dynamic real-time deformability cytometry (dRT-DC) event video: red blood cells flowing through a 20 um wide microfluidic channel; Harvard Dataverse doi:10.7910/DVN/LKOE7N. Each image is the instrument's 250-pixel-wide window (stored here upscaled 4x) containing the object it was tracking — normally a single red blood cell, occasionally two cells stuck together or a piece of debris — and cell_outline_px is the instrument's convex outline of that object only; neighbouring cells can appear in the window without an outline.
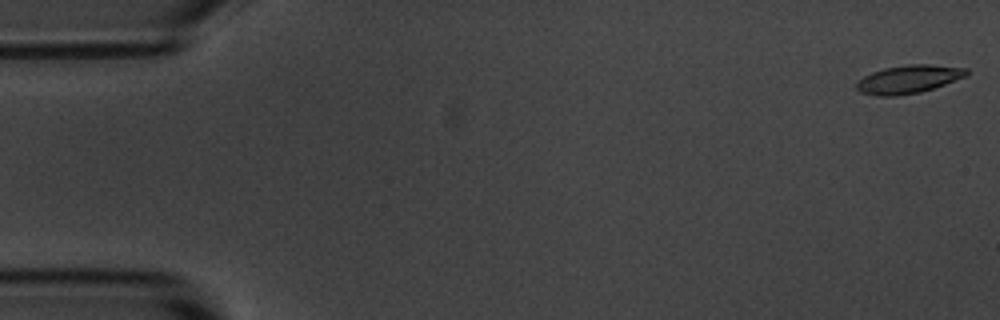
{"species": "common noctule bat (a hibernating species)", "species_latin": "Nyctalus noctula", "temperature_condition": "room temperature", "stored_images_in_passage": 5, "camera_frame_rate_fps": 3000, "um_per_image_px": 0.085, "animal": {"sex": "male", "body_mass_g": 20.1, "forearm_length_mm": 53.5}, "frame": {"image": 1, "passage_image": 1, "time_ms": 0.0, "image_size_px": [1000, 320], "cell_outline_px": [[968, 76], [920, 92], [896, 96], [880, 96], [860, 92], [856, 88], [856, 84], [864, 76], [872, 72], [884, 68], [908, 64], [928, 64], [968, 68]], "centroid_in_image_um": [77.24, 6.73], "position_along_channel_um": 7.8, "area_um2": 17.98}}
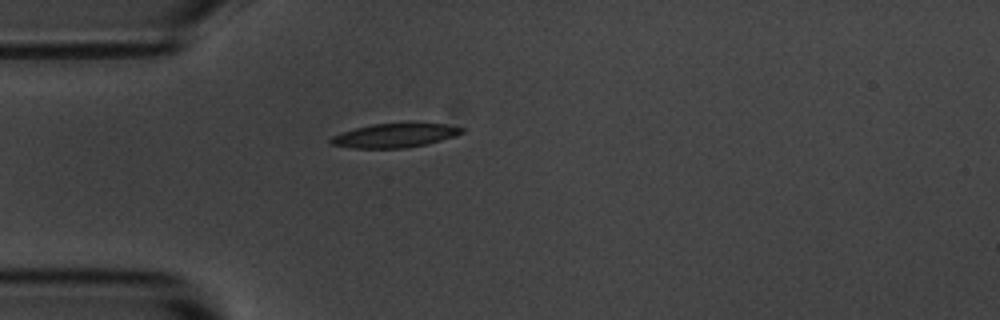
{"frame": {"image": 2, "passage_image": 5, "time_ms": 4.667, "image_size_px": [1000, 320], "cell_outline_px": [[464, 132], [456, 136], [424, 144], [404, 148], [352, 148], [332, 144], [328, 140], [332, 136], [356, 128], [372, 124], [408, 120], [444, 124], [464, 128]], "centroid_in_image_um": [33.61, 11.46], "position_along_channel_um": 51.4, "area_um2": 18.9}}